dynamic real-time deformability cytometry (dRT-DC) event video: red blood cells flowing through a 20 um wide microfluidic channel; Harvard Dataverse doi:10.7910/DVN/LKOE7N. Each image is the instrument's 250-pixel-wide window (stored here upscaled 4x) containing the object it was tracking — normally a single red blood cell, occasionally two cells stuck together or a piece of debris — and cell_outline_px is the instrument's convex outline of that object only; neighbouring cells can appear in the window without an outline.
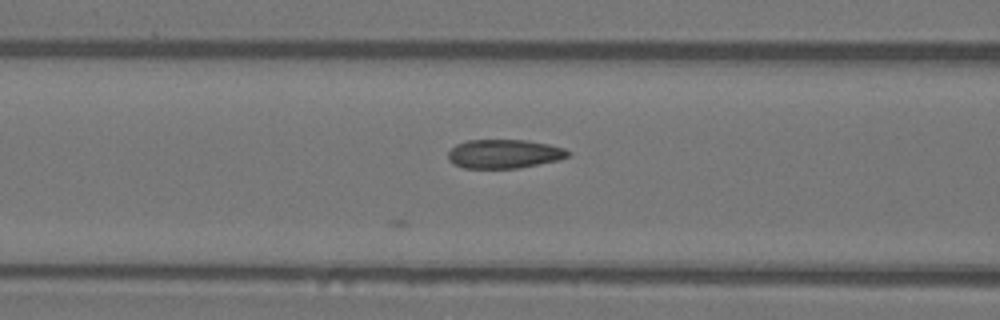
{"species": "Egyptian fruit bat (a non-hibernating species)", "species_latin": "Rousettus aegyptiacus", "temperature_condition": "warm", "stored_images_in_passage": 14, "camera_frame_rate_fps": 3000, "um_per_image_px": 0.085, "animal": {"sex": "female"}, "frame": {"image": 1, "passage_image": 5, "time_ms": 1.333, "image_size_px": [1000, 320], "cell_outline_px": [[572, 152], [568, 156], [560, 160], [520, 168], [464, 168], [448, 160], [448, 152], [456, 144], [468, 140], [528, 140], [548, 144], [564, 148]], "centroid_in_image_um": [42.88, 13.08], "position_along_channel_um": 123.7, "area_um2": 20.29}}
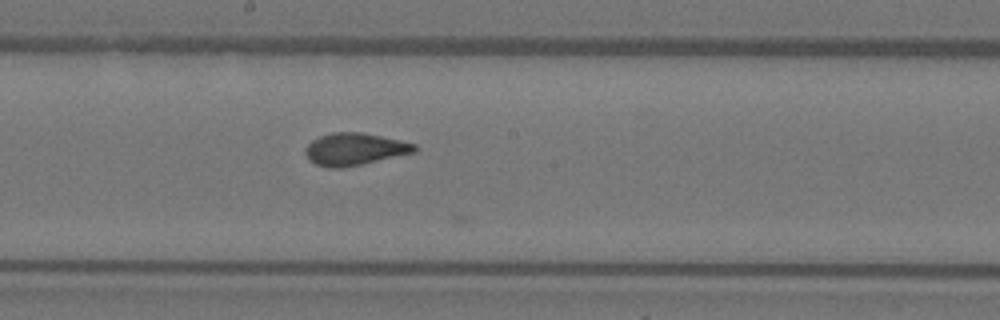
{"frame": {"image": 2, "passage_image": 12, "time_ms": 3.667, "image_size_px": [1000, 320], "cell_outline_px": [[416, 152], [360, 164], [340, 168], [328, 168], [316, 164], [308, 160], [304, 152], [304, 148], [312, 140], [320, 136], [332, 132], [360, 132], [400, 140], [416, 144]], "centroid_in_image_um": [30.1, 12.67], "position_along_channel_um": 218.1, "area_um2": 20.4}}